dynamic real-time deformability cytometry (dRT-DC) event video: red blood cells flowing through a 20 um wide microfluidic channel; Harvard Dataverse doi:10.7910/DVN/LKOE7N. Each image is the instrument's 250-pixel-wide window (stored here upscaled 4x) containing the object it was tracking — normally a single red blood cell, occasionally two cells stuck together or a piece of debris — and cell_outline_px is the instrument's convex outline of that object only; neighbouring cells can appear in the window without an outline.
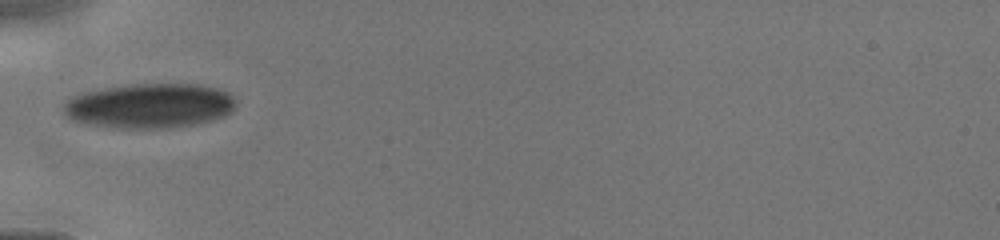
{"species": "human", "species_latin": "Homo sapiens", "temperature_condition": "cold", "stored_images_in_passage": 12, "camera_frame_rate_fps": 3000, "um_per_image_px": 0.085, "donor": {"sex": "male"}, "frame": {"image": 1, "passage_image": 1, "time_ms": 0.0, "image_size_px": [1000, 240], "cell_outline_px": [[236, 104], [232, 112], [224, 116], [212, 120], [192, 124], [168, 128], [108, 128], [80, 124], [68, 120], [64, 116], [64, 100], [72, 96], [84, 92], [104, 88], [128, 84], [200, 84], [216, 88], [228, 92], [236, 100]], "centroid_in_image_um": [12.64, 9.0], "position_along_channel_um": 72.4, "area_um2": 45.66}}
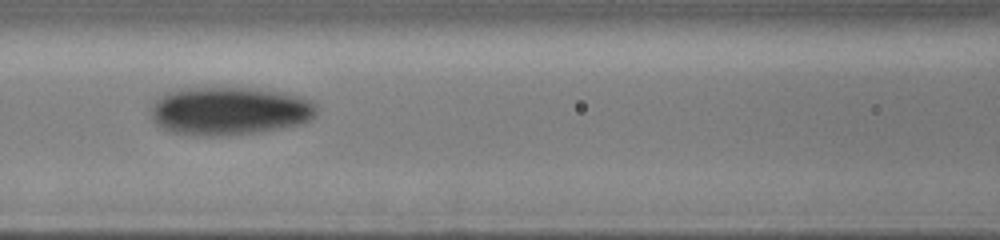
{"frame": {"image": 2, "passage_image": 7, "time_ms": 1.667, "image_size_px": [1000, 240], "cell_outline_px": [[320, 108], [316, 116], [312, 120], [304, 124], [256, 132], [208, 136], [196, 136], [172, 132], [164, 128], [152, 120], [152, 108], [156, 100], [164, 92], [180, 88], [252, 88], [280, 92], [300, 96], [316, 104]], "centroid_in_image_um": [19.54, 9.42], "position_along_channel_um": 147.1, "area_um2": 46.7}}
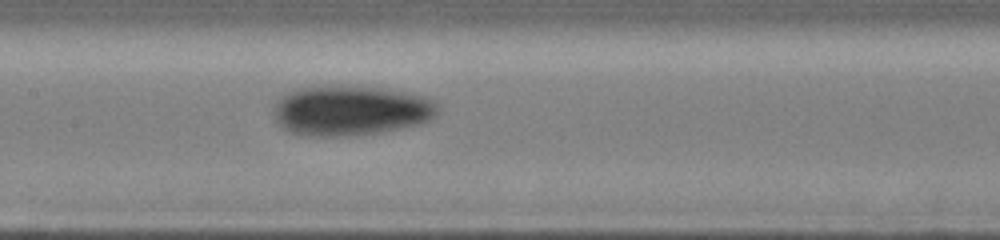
{"frame": {"image": 3, "passage_image": 10, "time_ms": 2.333, "image_size_px": [1000, 240], "cell_outline_px": [[440, 108], [432, 120], [420, 124], [380, 132], [348, 136], [304, 136], [288, 132], [276, 120], [272, 112], [276, 100], [280, 96], [288, 92], [300, 88], [328, 84], [380, 88], [404, 92], [424, 96], [432, 100]], "centroid_in_image_um": [29.77, 9.39], "position_along_channel_um": 177.6, "area_um2": 48.44}}